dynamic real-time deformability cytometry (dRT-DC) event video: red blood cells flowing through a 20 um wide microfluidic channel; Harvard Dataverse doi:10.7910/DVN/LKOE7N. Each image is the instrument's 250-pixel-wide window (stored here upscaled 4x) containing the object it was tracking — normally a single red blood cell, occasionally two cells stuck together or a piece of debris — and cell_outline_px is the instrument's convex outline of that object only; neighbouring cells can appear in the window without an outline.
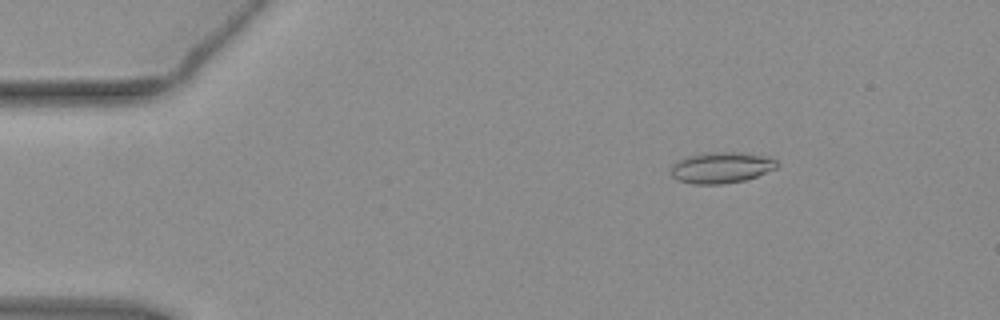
{"species": "common noctule bat (a hibernating species)", "species_latin": "Nyctalus noctula", "temperature_condition": "warm", "stored_images_in_passage": 55, "camera_frame_rate_fps": 3000, "um_per_image_px": 0.085, "animal": {"sex": "female", "body_mass_g": 19.3, "forearm_length_mm": 54.1}, "frame": {"image": 1, "passage_image": 9, "time_ms": 2.667, "image_size_px": [1000, 320], "cell_outline_px": [[780, 164], [776, 168], [756, 176], [744, 180], [724, 184], [692, 184], [680, 180], [672, 176], [672, 164], [684, 156], [704, 152], [744, 152], [764, 156], [776, 160]], "centroid_in_image_um": [61.3, 14.23], "position_along_channel_um": 23.7, "area_um2": 19.31}}
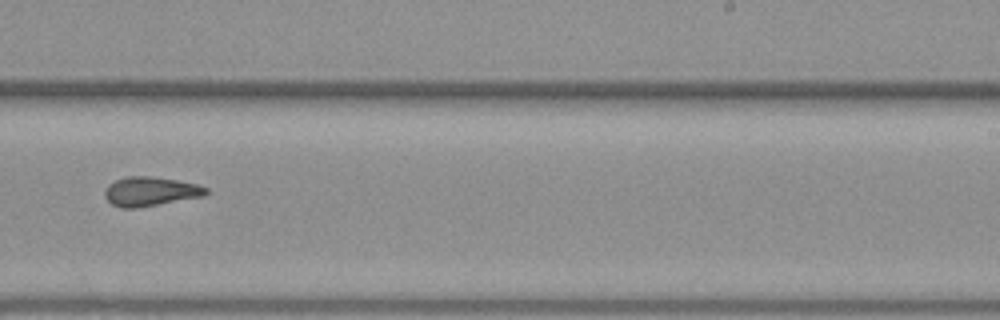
{"frame": {"image": 2, "passage_image": 35, "time_ms": 11.333, "image_size_px": [1000, 320], "cell_outline_px": [[208, 192], [204, 196], [136, 208], [120, 208], [112, 204], [104, 196], [104, 192], [108, 184], [116, 180], [128, 176], [148, 176], [176, 180], [196, 184], [208, 188]], "centroid_in_image_um": [12.76, 16.27], "position_along_channel_um": 276.2, "area_um2": 17.11}}
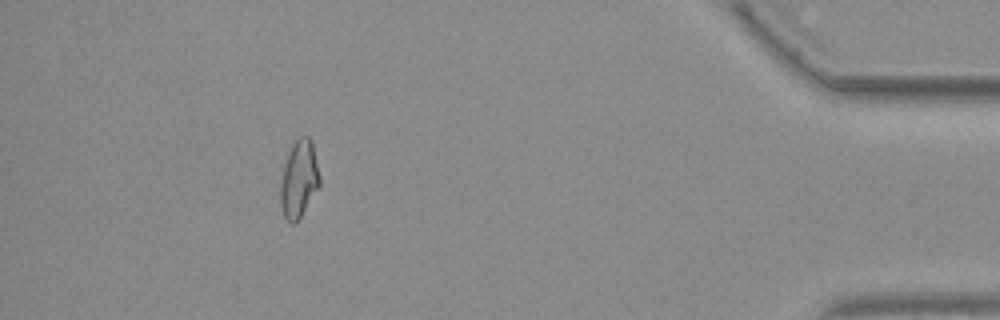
{"frame": {"image": 3, "passage_image": 50, "time_ms": 16.333, "image_size_px": [1000, 320], "cell_outline_px": [[320, 184], [300, 216], [292, 224], [284, 216], [280, 204], [280, 184], [288, 152], [296, 136], [308, 136], [312, 140], [320, 176]], "centroid_in_image_um": [25.41, 15.15], "position_along_channel_um": 409.8, "area_um2": 17.46}, "authors_computed_cell_mechanics": {"area_um2": 17.3978, "velocity_mm_per_s": 3.8326, "shape_relaxation_time_tau1_ms": null, "shape_relaxation_time_tau2_ms": 5.4148, "deformation_change_tau1": null, "deformation_change_tau2": 0.1284}}